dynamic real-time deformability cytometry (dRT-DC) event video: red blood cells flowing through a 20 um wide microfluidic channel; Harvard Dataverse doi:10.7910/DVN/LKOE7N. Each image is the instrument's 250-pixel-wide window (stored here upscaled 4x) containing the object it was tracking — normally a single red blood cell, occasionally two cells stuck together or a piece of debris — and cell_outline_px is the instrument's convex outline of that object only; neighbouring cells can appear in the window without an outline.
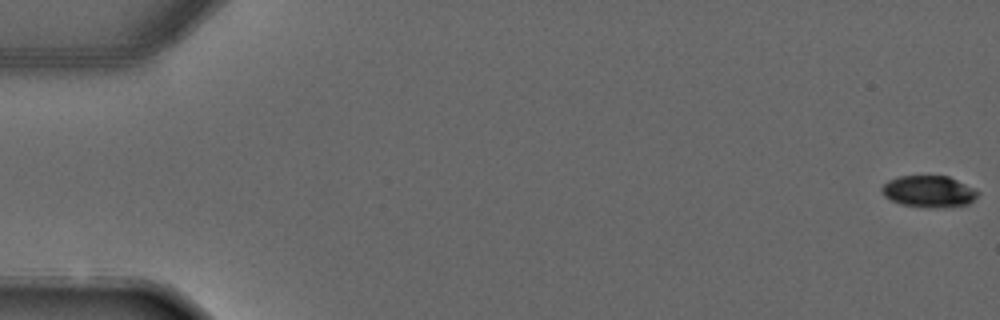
{"species": "common noctule bat (a hibernating species)", "species_latin": "Nyctalus noctula", "temperature_condition": "warm", "stored_images_in_passage": 4, "camera_frame_rate_fps": 3000, "um_per_image_px": 0.085, "animal": {"sex": "male", "forearm_length_mm": 52.5}, "frame": {"image": 1, "passage_image": 1, "time_ms": 0.0, "image_size_px": [1000, 320], "cell_outline_px": [[980, 192], [968, 204], [944, 208], [924, 208], [900, 204], [884, 196], [880, 188], [888, 180], [900, 176], [948, 176]], "centroid_in_image_um": [78.92, 16.29], "position_along_channel_um": 6.1, "area_um2": 17.69}}
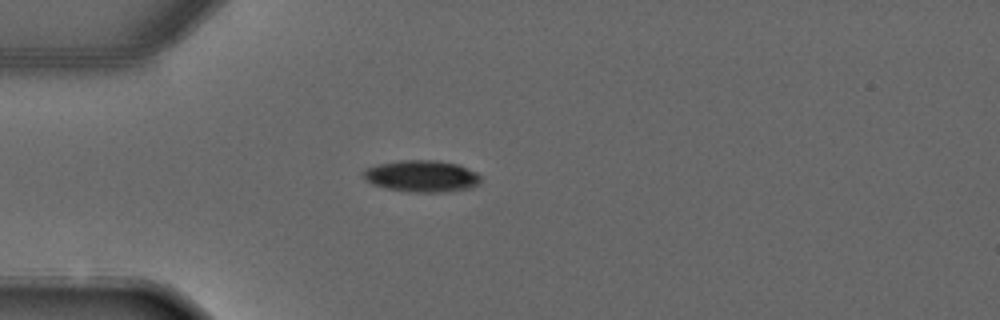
{"frame": {"image": 2, "passage_image": 4, "time_ms": 4.0, "image_size_px": [1000, 320], "cell_outline_px": [[480, 184], [472, 188], [440, 192], [408, 192], [384, 188], [372, 184], [360, 172], [364, 168], [376, 164], [400, 160], [436, 160], [460, 164], [476, 172], [480, 176]], "centroid_in_image_um": [35.84, 14.96], "position_along_channel_um": 49.2, "area_um2": 22.02}}